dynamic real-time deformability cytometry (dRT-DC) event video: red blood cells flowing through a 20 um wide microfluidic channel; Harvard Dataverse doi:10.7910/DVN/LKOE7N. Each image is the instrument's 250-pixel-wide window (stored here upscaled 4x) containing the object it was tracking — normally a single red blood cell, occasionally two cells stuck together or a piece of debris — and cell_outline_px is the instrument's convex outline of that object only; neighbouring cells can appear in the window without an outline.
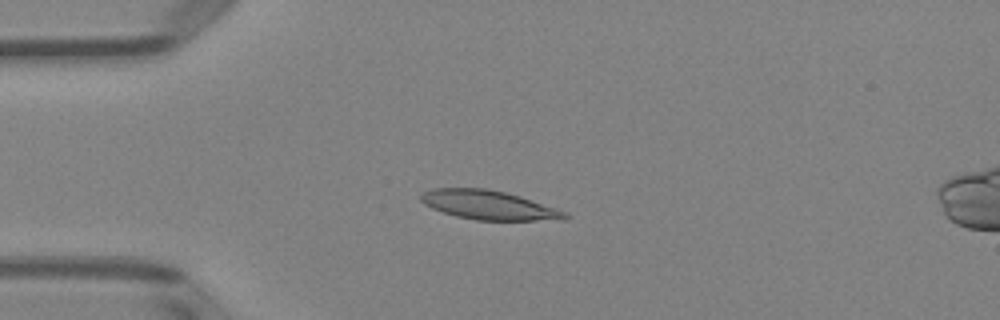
{"species": "Egyptian fruit bat (a non-hibernating species)", "species_latin": "Rousettus aegyptiacus", "temperature_condition": "room temperature", "stored_images_in_passage": 50, "camera_frame_rate_fps": 3000, "um_per_image_px": 0.085, "animal": {"sex": "female"}, "frame": {"image": 1, "passage_image": 12, "time_ms": 3.667, "image_size_px": [1000, 320], "cell_outline_px": [[568, 216], [564, 220], [476, 220], [456, 216], [432, 208], [424, 204], [420, 200], [420, 196], [424, 192], [432, 188], [484, 188], [504, 192], [520, 196], [568, 212]], "centroid_in_image_um": [41.55, 17.43], "position_along_channel_um": 43.4, "area_um2": 24.33}}
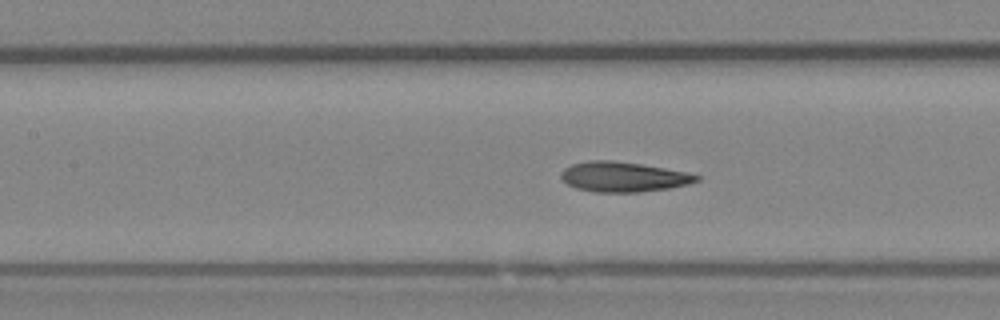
{"frame": {"image": 2, "passage_image": 22, "time_ms": 7.0, "image_size_px": [1000, 320], "cell_outline_px": [[700, 180], [688, 184], [668, 188], [640, 192], [592, 192], [576, 188], [568, 184], [560, 176], [560, 172], [564, 168], [572, 164], [588, 160], [612, 160], [640, 164], [688, 172], [700, 176]], "centroid_in_image_um": [52.97, 15.03], "position_along_channel_um": 154.4, "area_um2": 23.7}}
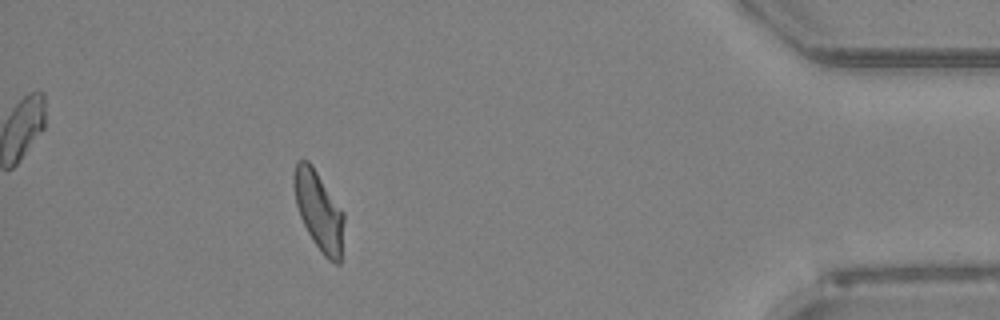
{"frame": {"image": 3, "passage_image": 45, "time_ms": 14.667, "image_size_px": [1000, 320], "cell_outline_px": [[344, 220], [340, 264], [336, 264], [328, 260], [324, 256], [308, 232], [300, 216], [296, 204], [292, 184], [292, 176], [296, 160], [308, 160], [312, 164], [344, 212]], "centroid_in_image_um": [27.08, 17.87], "position_along_channel_um": 408.1, "area_um2": 23.18}, "authors_computed_cell_mechanics": {"area_um2": 23.8136, "velocity_mm_per_s": 3.9878, "shape_relaxation_time_tau1_ms": 4.667, "shape_relaxation_time_tau2_ms": 2.0801, "deformation_change_tau1": 0.1643, "deformation_change_tau2": 0.085}}